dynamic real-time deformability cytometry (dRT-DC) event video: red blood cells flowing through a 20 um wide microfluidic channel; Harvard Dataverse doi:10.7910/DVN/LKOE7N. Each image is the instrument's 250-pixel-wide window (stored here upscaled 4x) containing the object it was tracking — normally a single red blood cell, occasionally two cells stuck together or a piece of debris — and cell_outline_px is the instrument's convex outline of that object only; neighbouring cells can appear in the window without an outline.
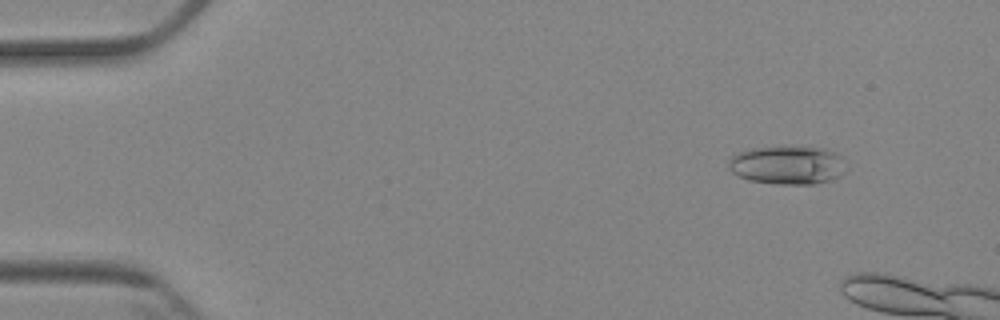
{"species": "Egyptian fruit bat (a non-hibernating species)", "species_latin": "Rousettus aegyptiacus", "temperature_condition": "cold", "stored_images_in_passage": 4, "camera_frame_rate_fps": 3000, "um_per_image_px": 0.085, "animal": {"sex": "female"}, "frame": {"image": 1, "passage_image": 2, "time_ms": 1.0, "image_size_px": [1000, 320], "cell_outline_px": [[848, 168], [840, 176], [816, 184], [776, 184], [748, 180], [732, 172], [728, 168], [728, 160], [732, 156], [740, 152], [752, 148], [784, 144], [824, 148], [836, 152], [844, 156]], "centroid_in_image_um": [66.99, 13.99], "position_along_channel_um": 18.0, "area_um2": 27.4}}